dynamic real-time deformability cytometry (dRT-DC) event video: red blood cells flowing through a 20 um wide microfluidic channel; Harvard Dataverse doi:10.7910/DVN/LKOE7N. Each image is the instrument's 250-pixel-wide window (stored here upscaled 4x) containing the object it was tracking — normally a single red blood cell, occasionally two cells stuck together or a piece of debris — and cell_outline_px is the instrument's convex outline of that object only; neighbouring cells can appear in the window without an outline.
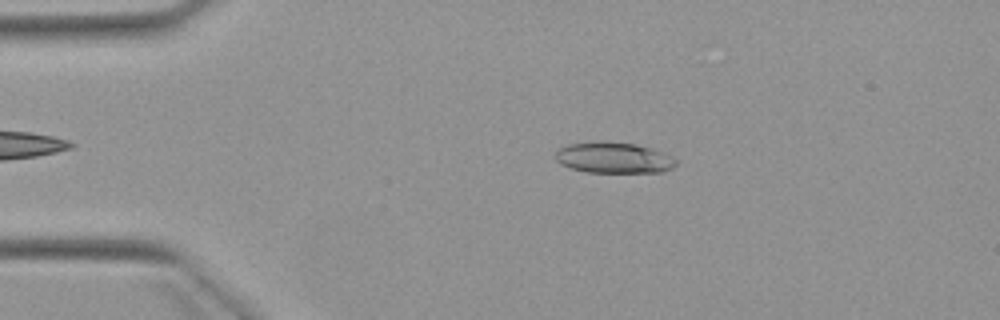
{"species": "Egyptian fruit bat (a non-hibernating species)", "species_latin": "Rousettus aegyptiacus", "temperature_condition": "warm", "stored_images_in_passage": 2, "camera_frame_rate_fps": 3000, "um_per_image_px": 0.085, "animal": {"sex": "female"}, "frame": {"image": 1, "passage_image": 1, "time_ms": 0.0, "image_size_px": [1000, 320], "cell_outline_px": [[676, 164], [672, 168], [664, 172], [584, 172], [560, 164], [556, 160], [556, 148], [568, 144], [600, 140], [604, 140], [636, 144], [672, 156], [676, 160]], "centroid_in_image_um": [52.11, 13.39], "position_along_channel_um": 32.9, "area_um2": 21.91}}